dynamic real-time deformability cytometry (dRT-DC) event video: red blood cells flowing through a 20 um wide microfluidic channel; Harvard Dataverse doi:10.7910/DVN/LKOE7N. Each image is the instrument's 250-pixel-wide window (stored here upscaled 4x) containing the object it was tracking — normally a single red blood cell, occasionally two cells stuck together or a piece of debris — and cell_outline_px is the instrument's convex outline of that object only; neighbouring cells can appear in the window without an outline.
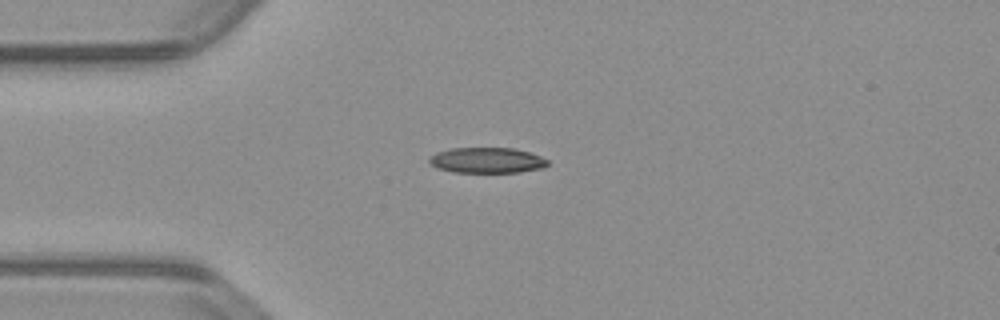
{"species": "common noctule bat (a hibernating species)", "species_latin": "Nyctalus noctula", "temperature_condition": "warm", "stored_images_in_passage": 41, "camera_frame_rate_fps": 3000, "um_per_image_px": 0.085, "animal": {"sex": "male", "body_mass_g": 23.1, "forearm_length_mm": 52.7}, "frame": {"image": 1, "passage_image": 1, "time_ms": 0.0, "image_size_px": [1000, 320], "cell_outline_px": [[548, 164], [544, 168], [520, 172], [452, 172], [436, 168], [428, 160], [436, 152], [452, 148], [512, 148], [528, 152], [540, 156], [548, 160]], "centroid_in_image_um": [41.4, 13.63], "position_along_channel_um": 43.6, "area_um2": 17.57}}
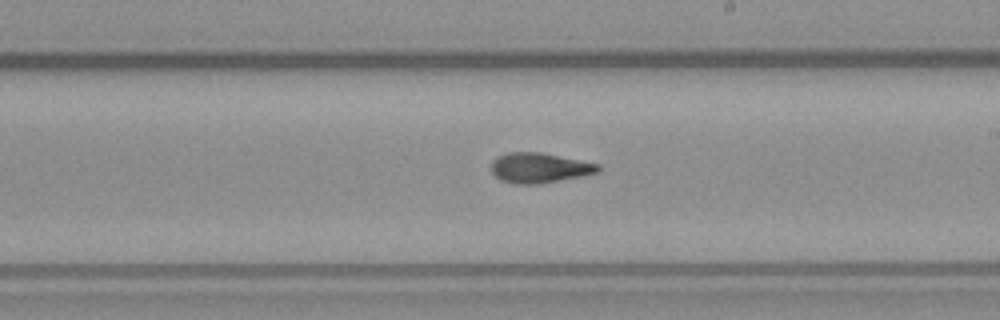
{"frame": {"image": 2, "passage_image": 18, "time_ms": 5.667, "image_size_px": [1000, 320], "cell_outline_px": [[600, 168], [596, 172], [584, 176], [540, 184], [512, 184], [500, 180], [492, 172], [492, 160], [496, 156], [508, 152], [540, 152], [600, 164]], "centroid_in_image_um": [45.82, 14.27], "position_along_channel_um": 243.2, "area_um2": 18.84}}
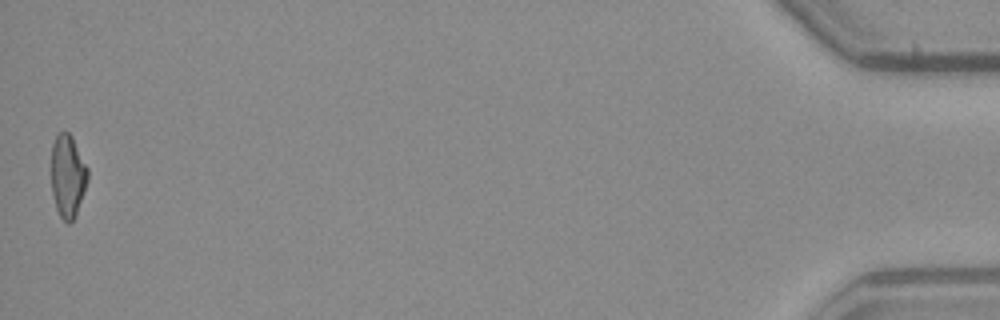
{"frame": {"image": 3, "passage_image": 41, "time_ms": 13.333, "image_size_px": [1000, 320], "cell_outline_px": [[88, 180], [76, 216], [68, 224], [60, 216], [56, 208], [52, 192], [52, 144], [56, 132], [68, 132], [72, 136], [88, 168]], "centroid_in_image_um": [5.76, 14.94], "position_along_channel_um": 429.4, "area_um2": 17.63}, "authors_computed_cell_mechanics": {"area_um2": 18.2648, "velocity_mm_per_s": 3.8273, "shape_relaxation_time_tau1_ms": 7.9607, "shape_relaxation_time_tau2_ms": 3.6359, "deformation_change_tau1": 0.2378, "deformation_change_tau2": 0.1128}}